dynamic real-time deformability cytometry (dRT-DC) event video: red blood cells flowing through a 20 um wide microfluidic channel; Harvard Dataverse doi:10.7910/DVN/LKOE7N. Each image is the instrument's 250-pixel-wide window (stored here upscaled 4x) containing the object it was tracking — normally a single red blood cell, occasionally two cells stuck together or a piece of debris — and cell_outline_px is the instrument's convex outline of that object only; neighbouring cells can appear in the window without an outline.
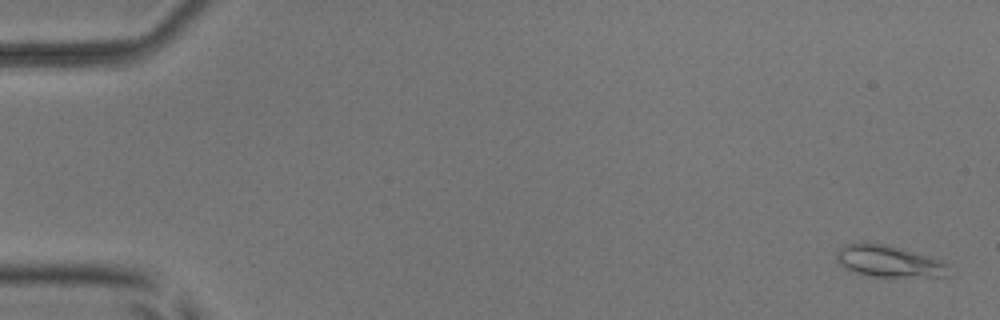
{"species": "common noctule bat (a hibernating species)", "species_latin": "Nyctalus noctula", "temperature_condition": "room temperature", "stored_images_in_passage": 54, "segment_of_instrument_passage": [1, 2], "camera_frame_rate_fps": 3000, "um_per_image_px": 0.085, "animal": {"sex": "male", "body_mass_g": 17.9, "forearm_length_mm": 54.2}, "frame": {"image": 1, "passage_image": 2, "time_ms": 0.333, "image_size_px": [1000, 320], "cell_outline_px": [[948, 276], [868, 276], [856, 272], [848, 268], [836, 260], [836, 252], [844, 244], [860, 240], [884, 244], [940, 260], [948, 264]], "centroid_in_image_um": [75.48, 22.17], "position_along_channel_um": 9.5, "area_um2": 20.4}}
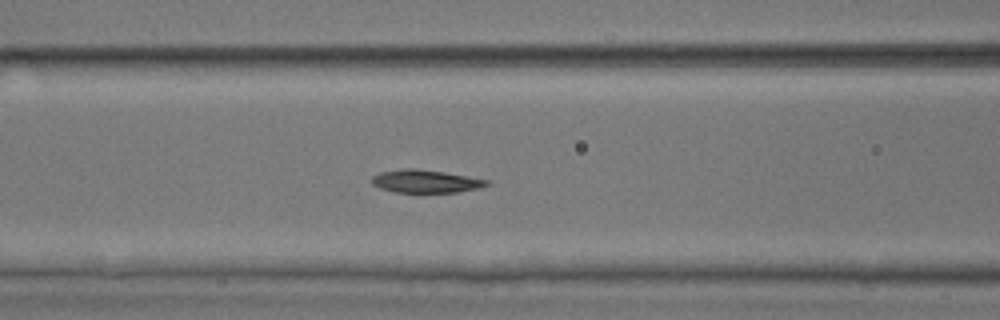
{"frame": {"image": 2, "passage_image": 23, "time_ms": 7.333, "image_size_px": [1000, 320], "cell_outline_px": [[488, 184], [480, 188], [456, 192], [396, 192], [380, 188], [372, 184], [372, 176], [380, 172], [404, 168], [416, 168], [444, 172], [468, 176], [488, 180]], "centroid_in_image_um": [36.15, 15.4], "position_along_channel_um": 130.4, "area_um2": 15.26}}
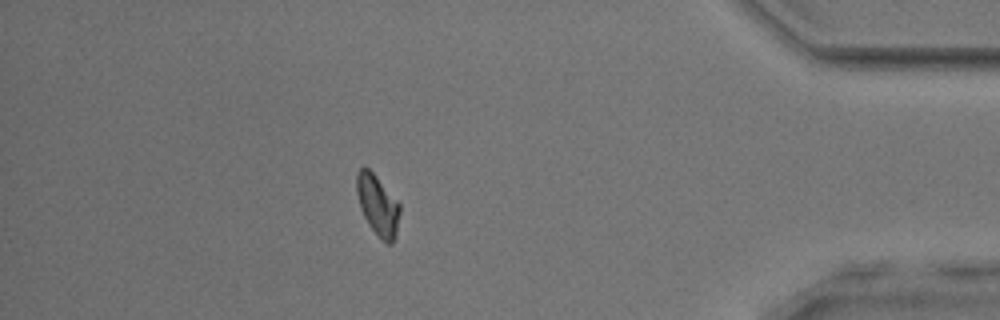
{"frame": {"image": 3, "passage_image": 47, "time_ms": 15.333, "image_size_px": [1000, 320], "cell_outline_px": [[400, 212], [396, 236], [392, 244], [388, 244], [368, 224], [360, 208], [356, 192], [356, 172], [360, 168], [368, 168], [376, 176], [400, 204]], "centroid_in_image_um": [32.1, 17.42], "position_along_channel_um": 403.1, "area_um2": 15.03}}